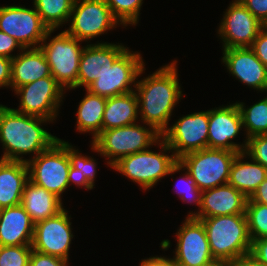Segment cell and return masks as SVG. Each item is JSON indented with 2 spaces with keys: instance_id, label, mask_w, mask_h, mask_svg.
Returning a JSON list of instances; mask_svg holds the SVG:
<instances>
[{
  "instance_id": "cell-1",
  "label": "cell",
  "mask_w": 267,
  "mask_h": 266,
  "mask_svg": "<svg viewBox=\"0 0 267 266\" xmlns=\"http://www.w3.org/2000/svg\"><path fill=\"white\" fill-rule=\"evenodd\" d=\"M177 63V60H173L147 77L137 80L134 88L141 119L138 121L153 126L160 134L170 125L174 107L183 97Z\"/></svg>"
},
{
  "instance_id": "cell-2",
  "label": "cell",
  "mask_w": 267,
  "mask_h": 266,
  "mask_svg": "<svg viewBox=\"0 0 267 266\" xmlns=\"http://www.w3.org/2000/svg\"><path fill=\"white\" fill-rule=\"evenodd\" d=\"M46 123L52 121L0 104V143L4 151L0 158L27 163L49 149L60 138L44 129L42 125ZM27 154L34 155L24 159Z\"/></svg>"
},
{
  "instance_id": "cell-3",
  "label": "cell",
  "mask_w": 267,
  "mask_h": 266,
  "mask_svg": "<svg viewBox=\"0 0 267 266\" xmlns=\"http://www.w3.org/2000/svg\"><path fill=\"white\" fill-rule=\"evenodd\" d=\"M156 145L161 148L159 150L161 152H154L148 148L124 156L114 163L111 169L137 183L145 192L153 188L165 176L183 171V167L162 137ZM168 152L171 154L169 155Z\"/></svg>"
},
{
  "instance_id": "cell-4",
  "label": "cell",
  "mask_w": 267,
  "mask_h": 266,
  "mask_svg": "<svg viewBox=\"0 0 267 266\" xmlns=\"http://www.w3.org/2000/svg\"><path fill=\"white\" fill-rule=\"evenodd\" d=\"M202 221L214 259L232 261L249 254L252 240L246 214L197 218Z\"/></svg>"
},
{
  "instance_id": "cell-5",
  "label": "cell",
  "mask_w": 267,
  "mask_h": 266,
  "mask_svg": "<svg viewBox=\"0 0 267 266\" xmlns=\"http://www.w3.org/2000/svg\"><path fill=\"white\" fill-rule=\"evenodd\" d=\"M142 124H138L137 121L123 127L101 131L91 141V150L104 157L111 168L124 156L151 149L153 145L156 147V142L162 134L153 126Z\"/></svg>"
},
{
  "instance_id": "cell-6",
  "label": "cell",
  "mask_w": 267,
  "mask_h": 266,
  "mask_svg": "<svg viewBox=\"0 0 267 266\" xmlns=\"http://www.w3.org/2000/svg\"><path fill=\"white\" fill-rule=\"evenodd\" d=\"M56 30H49L40 49L50 66L51 75L64 90L77 89L79 60L84 49L82 41L72 37L65 30L51 37ZM81 42V43H80Z\"/></svg>"
},
{
  "instance_id": "cell-7",
  "label": "cell",
  "mask_w": 267,
  "mask_h": 266,
  "mask_svg": "<svg viewBox=\"0 0 267 266\" xmlns=\"http://www.w3.org/2000/svg\"><path fill=\"white\" fill-rule=\"evenodd\" d=\"M240 152L226 149L204 148L185 154L178 163L189 173L201 190L228 184L230 168Z\"/></svg>"
},
{
  "instance_id": "cell-8",
  "label": "cell",
  "mask_w": 267,
  "mask_h": 266,
  "mask_svg": "<svg viewBox=\"0 0 267 266\" xmlns=\"http://www.w3.org/2000/svg\"><path fill=\"white\" fill-rule=\"evenodd\" d=\"M27 165L30 181L62 199V193L69 188L68 142L57 140L49 149L30 159Z\"/></svg>"
},
{
  "instance_id": "cell-9",
  "label": "cell",
  "mask_w": 267,
  "mask_h": 266,
  "mask_svg": "<svg viewBox=\"0 0 267 266\" xmlns=\"http://www.w3.org/2000/svg\"><path fill=\"white\" fill-rule=\"evenodd\" d=\"M142 54L127 48L112 67L94 80L86 89L95 95L110 98L134 91L138 77L145 69ZM133 87V88H132Z\"/></svg>"
},
{
  "instance_id": "cell-10",
  "label": "cell",
  "mask_w": 267,
  "mask_h": 266,
  "mask_svg": "<svg viewBox=\"0 0 267 266\" xmlns=\"http://www.w3.org/2000/svg\"><path fill=\"white\" fill-rule=\"evenodd\" d=\"M69 22V28L65 31L87 44L121 25L105 0H74Z\"/></svg>"
},
{
  "instance_id": "cell-11",
  "label": "cell",
  "mask_w": 267,
  "mask_h": 266,
  "mask_svg": "<svg viewBox=\"0 0 267 266\" xmlns=\"http://www.w3.org/2000/svg\"><path fill=\"white\" fill-rule=\"evenodd\" d=\"M14 93L20 100L16 111L53 122L57 120L66 91L51 75L18 87Z\"/></svg>"
},
{
  "instance_id": "cell-12",
  "label": "cell",
  "mask_w": 267,
  "mask_h": 266,
  "mask_svg": "<svg viewBox=\"0 0 267 266\" xmlns=\"http://www.w3.org/2000/svg\"><path fill=\"white\" fill-rule=\"evenodd\" d=\"M209 110L184 115L162 133L177 159L208 148Z\"/></svg>"
},
{
  "instance_id": "cell-13",
  "label": "cell",
  "mask_w": 267,
  "mask_h": 266,
  "mask_svg": "<svg viewBox=\"0 0 267 266\" xmlns=\"http://www.w3.org/2000/svg\"><path fill=\"white\" fill-rule=\"evenodd\" d=\"M0 31L16 39L25 49L40 47L49 28L34 6L6 5L0 6Z\"/></svg>"
},
{
  "instance_id": "cell-14",
  "label": "cell",
  "mask_w": 267,
  "mask_h": 266,
  "mask_svg": "<svg viewBox=\"0 0 267 266\" xmlns=\"http://www.w3.org/2000/svg\"><path fill=\"white\" fill-rule=\"evenodd\" d=\"M262 28V22L239 0H232L223 14L217 33L223 49L242 48L251 47Z\"/></svg>"
},
{
  "instance_id": "cell-15",
  "label": "cell",
  "mask_w": 267,
  "mask_h": 266,
  "mask_svg": "<svg viewBox=\"0 0 267 266\" xmlns=\"http://www.w3.org/2000/svg\"><path fill=\"white\" fill-rule=\"evenodd\" d=\"M68 212L64 209L54 217L35 224L32 250L69 261V249L74 235Z\"/></svg>"
},
{
  "instance_id": "cell-16",
  "label": "cell",
  "mask_w": 267,
  "mask_h": 266,
  "mask_svg": "<svg viewBox=\"0 0 267 266\" xmlns=\"http://www.w3.org/2000/svg\"><path fill=\"white\" fill-rule=\"evenodd\" d=\"M175 235L176 249L169 257L175 266H203L214 259L201 220L186 217Z\"/></svg>"
},
{
  "instance_id": "cell-17",
  "label": "cell",
  "mask_w": 267,
  "mask_h": 266,
  "mask_svg": "<svg viewBox=\"0 0 267 266\" xmlns=\"http://www.w3.org/2000/svg\"><path fill=\"white\" fill-rule=\"evenodd\" d=\"M242 129V117L236 102L209 109L208 148L244 152L247 138L242 144L232 141Z\"/></svg>"
},
{
  "instance_id": "cell-18",
  "label": "cell",
  "mask_w": 267,
  "mask_h": 266,
  "mask_svg": "<svg viewBox=\"0 0 267 266\" xmlns=\"http://www.w3.org/2000/svg\"><path fill=\"white\" fill-rule=\"evenodd\" d=\"M227 72L236 80L258 92H267V67L250 47L222 49Z\"/></svg>"
},
{
  "instance_id": "cell-19",
  "label": "cell",
  "mask_w": 267,
  "mask_h": 266,
  "mask_svg": "<svg viewBox=\"0 0 267 266\" xmlns=\"http://www.w3.org/2000/svg\"><path fill=\"white\" fill-rule=\"evenodd\" d=\"M122 43L97 42L87 44L81 53L77 88L85 89L112 67L114 61L127 49Z\"/></svg>"
},
{
  "instance_id": "cell-20",
  "label": "cell",
  "mask_w": 267,
  "mask_h": 266,
  "mask_svg": "<svg viewBox=\"0 0 267 266\" xmlns=\"http://www.w3.org/2000/svg\"><path fill=\"white\" fill-rule=\"evenodd\" d=\"M247 197L229 184L201 192V207L194 218L245 214Z\"/></svg>"
},
{
  "instance_id": "cell-21",
  "label": "cell",
  "mask_w": 267,
  "mask_h": 266,
  "mask_svg": "<svg viewBox=\"0 0 267 266\" xmlns=\"http://www.w3.org/2000/svg\"><path fill=\"white\" fill-rule=\"evenodd\" d=\"M35 224L20 204L0 209V246L31 245Z\"/></svg>"
},
{
  "instance_id": "cell-22",
  "label": "cell",
  "mask_w": 267,
  "mask_h": 266,
  "mask_svg": "<svg viewBox=\"0 0 267 266\" xmlns=\"http://www.w3.org/2000/svg\"><path fill=\"white\" fill-rule=\"evenodd\" d=\"M51 76L44 52L38 48H25L12 59L10 89Z\"/></svg>"
},
{
  "instance_id": "cell-23",
  "label": "cell",
  "mask_w": 267,
  "mask_h": 266,
  "mask_svg": "<svg viewBox=\"0 0 267 266\" xmlns=\"http://www.w3.org/2000/svg\"><path fill=\"white\" fill-rule=\"evenodd\" d=\"M28 180L27 163L0 158V209L21 204L24 186Z\"/></svg>"
},
{
  "instance_id": "cell-24",
  "label": "cell",
  "mask_w": 267,
  "mask_h": 266,
  "mask_svg": "<svg viewBox=\"0 0 267 266\" xmlns=\"http://www.w3.org/2000/svg\"><path fill=\"white\" fill-rule=\"evenodd\" d=\"M21 205L34 224L54 217L65 209L62 199L30 180L24 186Z\"/></svg>"
},
{
  "instance_id": "cell-25",
  "label": "cell",
  "mask_w": 267,
  "mask_h": 266,
  "mask_svg": "<svg viewBox=\"0 0 267 266\" xmlns=\"http://www.w3.org/2000/svg\"><path fill=\"white\" fill-rule=\"evenodd\" d=\"M247 158L244 152L236 155L230 168L228 184L238 191H241L247 198H250L258 186L267 177V169L260 164Z\"/></svg>"
},
{
  "instance_id": "cell-26",
  "label": "cell",
  "mask_w": 267,
  "mask_h": 266,
  "mask_svg": "<svg viewBox=\"0 0 267 266\" xmlns=\"http://www.w3.org/2000/svg\"><path fill=\"white\" fill-rule=\"evenodd\" d=\"M138 115V99L134 91L107 98L102 118V131L136 123Z\"/></svg>"
},
{
  "instance_id": "cell-27",
  "label": "cell",
  "mask_w": 267,
  "mask_h": 266,
  "mask_svg": "<svg viewBox=\"0 0 267 266\" xmlns=\"http://www.w3.org/2000/svg\"><path fill=\"white\" fill-rule=\"evenodd\" d=\"M79 102L76 112V129L80 133H91L92 140L102 131V118L107 98L90 93Z\"/></svg>"
},
{
  "instance_id": "cell-28",
  "label": "cell",
  "mask_w": 267,
  "mask_h": 266,
  "mask_svg": "<svg viewBox=\"0 0 267 266\" xmlns=\"http://www.w3.org/2000/svg\"><path fill=\"white\" fill-rule=\"evenodd\" d=\"M68 156L70 159V170L68 174L69 188L70 185L91 190L95 186L97 177V161L91 156L81 154L78 148L68 142Z\"/></svg>"
},
{
  "instance_id": "cell-29",
  "label": "cell",
  "mask_w": 267,
  "mask_h": 266,
  "mask_svg": "<svg viewBox=\"0 0 267 266\" xmlns=\"http://www.w3.org/2000/svg\"><path fill=\"white\" fill-rule=\"evenodd\" d=\"M32 3L49 30H57L67 22L69 24L74 0H33Z\"/></svg>"
},
{
  "instance_id": "cell-30",
  "label": "cell",
  "mask_w": 267,
  "mask_h": 266,
  "mask_svg": "<svg viewBox=\"0 0 267 266\" xmlns=\"http://www.w3.org/2000/svg\"><path fill=\"white\" fill-rule=\"evenodd\" d=\"M241 113L245 138L256 135H267V96L251 106L236 101Z\"/></svg>"
},
{
  "instance_id": "cell-31",
  "label": "cell",
  "mask_w": 267,
  "mask_h": 266,
  "mask_svg": "<svg viewBox=\"0 0 267 266\" xmlns=\"http://www.w3.org/2000/svg\"><path fill=\"white\" fill-rule=\"evenodd\" d=\"M105 2L122 27L138 24L143 0H105Z\"/></svg>"
},
{
  "instance_id": "cell-32",
  "label": "cell",
  "mask_w": 267,
  "mask_h": 266,
  "mask_svg": "<svg viewBox=\"0 0 267 266\" xmlns=\"http://www.w3.org/2000/svg\"><path fill=\"white\" fill-rule=\"evenodd\" d=\"M245 214L251 240L267 237V205L253 202L248 198Z\"/></svg>"
},
{
  "instance_id": "cell-33",
  "label": "cell",
  "mask_w": 267,
  "mask_h": 266,
  "mask_svg": "<svg viewBox=\"0 0 267 266\" xmlns=\"http://www.w3.org/2000/svg\"><path fill=\"white\" fill-rule=\"evenodd\" d=\"M185 171L184 175L179 177L178 183H176V194L184 203H190V205L198 206V210L195 212L191 211L186 217H195L201 207V190L196 186L195 182L190 177L189 173Z\"/></svg>"
},
{
  "instance_id": "cell-34",
  "label": "cell",
  "mask_w": 267,
  "mask_h": 266,
  "mask_svg": "<svg viewBox=\"0 0 267 266\" xmlns=\"http://www.w3.org/2000/svg\"><path fill=\"white\" fill-rule=\"evenodd\" d=\"M31 245L0 246V266H29Z\"/></svg>"
},
{
  "instance_id": "cell-35",
  "label": "cell",
  "mask_w": 267,
  "mask_h": 266,
  "mask_svg": "<svg viewBox=\"0 0 267 266\" xmlns=\"http://www.w3.org/2000/svg\"><path fill=\"white\" fill-rule=\"evenodd\" d=\"M244 153L247 158L259 162L267 169V135H256L247 139Z\"/></svg>"
},
{
  "instance_id": "cell-36",
  "label": "cell",
  "mask_w": 267,
  "mask_h": 266,
  "mask_svg": "<svg viewBox=\"0 0 267 266\" xmlns=\"http://www.w3.org/2000/svg\"><path fill=\"white\" fill-rule=\"evenodd\" d=\"M69 261L32 250L29 266H69Z\"/></svg>"
},
{
  "instance_id": "cell-37",
  "label": "cell",
  "mask_w": 267,
  "mask_h": 266,
  "mask_svg": "<svg viewBox=\"0 0 267 266\" xmlns=\"http://www.w3.org/2000/svg\"><path fill=\"white\" fill-rule=\"evenodd\" d=\"M16 49H18V51L20 52L24 48L19 44L16 39L6 34L5 32L0 31V56L13 59L16 55L15 52L14 55L12 52Z\"/></svg>"
},
{
  "instance_id": "cell-38",
  "label": "cell",
  "mask_w": 267,
  "mask_h": 266,
  "mask_svg": "<svg viewBox=\"0 0 267 266\" xmlns=\"http://www.w3.org/2000/svg\"><path fill=\"white\" fill-rule=\"evenodd\" d=\"M257 58L267 67V30L262 28L250 47Z\"/></svg>"
},
{
  "instance_id": "cell-39",
  "label": "cell",
  "mask_w": 267,
  "mask_h": 266,
  "mask_svg": "<svg viewBox=\"0 0 267 266\" xmlns=\"http://www.w3.org/2000/svg\"><path fill=\"white\" fill-rule=\"evenodd\" d=\"M262 24L267 20V0H239Z\"/></svg>"
},
{
  "instance_id": "cell-40",
  "label": "cell",
  "mask_w": 267,
  "mask_h": 266,
  "mask_svg": "<svg viewBox=\"0 0 267 266\" xmlns=\"http://www.w3.org/2000/svg\"><path fill=\"white\" fill-rule=\"evenodd\" d=\"M250 253L267 266V237L253 240Z\"/></svg>"
},
{
  "instance_id": "cell-41",
  "label": "cell",
  "mask_w": 267,
  "mask_h": 266,
  "mask_svg": "<svg viewBox=\"0 0 267 266\" xmlns=\"http://www.w3.org/2000/svg\"><path fill=\"white\" fill-rule=\"evenodd\" d=\"M12 59L0 56V88L10 89Z\"/></svg>"
},
{
  "instance_id": "cell-42",
  "label": "cell",
  "mask_w": 267,
  "mask_h": 266,
  "mask_svg": "<svg viewBox=\"0 0 267 266\" xmlns=\"http://www.w3.org/2000/svg\"><path fill=\"white\" fill-rule=\"evenodd\" d=\"M139 266H175L169 257L165 256H150L141 260Z\"/></svg>"
},
{
  "instance_id": "cell-43",
  "label": "cell",
  "mask_w": 267,
  "mask_h": 266,
  "mask_svg": "<svg viewBox=\"0 0 267 266\" xmlns=\"http://www.w3.org/2000/svg\"><path fill=\"white\" fill-rule=\"evenodd\" d=\"M231 266H266L257 260L251 253L239 256L231 261Z\"/></svg>"
},
{
  "instance_id": "cell-44",
  "label": "cell",
  "mask_w": 267,
  "mask_h": 266,
  "mask_svg": "<svg viewBox=\"0 0 267 266\" xmlns=\"http://www.w3.org/2000/svg\"><path fill=\"white\" fill-rule=\"evenodd\" d=\"M249 199L253 202L267 205V177L260 183L256 191Z\"/></svg>"
},
{
  "instance_id": "cell-45",
  "label": "cell",
  "mask_w": 267,
  "mask_h": 266,
  "mask_svg": "<svg viewBox=\"0 0 267 266\" xmlns=\"http://www.w3.org/2000/svg\"><path fill=\"white\" fill-rule=\"evenodd\" d=\"M203 266H231V261L228 260H220V259H213L206 263Z\"/></svg>"
},
{
  "instance_id": "cell-46",
  "label": "cell",
  "mask_w": 267,
  "mask_h": 266,
  "mask_svg": "<svg viewBox=\"0 0 267 266\" xmlns=\"http://www.w3.org/2000/svg\"><path fill=\"white\" fill-rule=\"evenodd\" d=\"M263 28L267 30V20L263 23Z\"/></svg>"
}]
</instances>
